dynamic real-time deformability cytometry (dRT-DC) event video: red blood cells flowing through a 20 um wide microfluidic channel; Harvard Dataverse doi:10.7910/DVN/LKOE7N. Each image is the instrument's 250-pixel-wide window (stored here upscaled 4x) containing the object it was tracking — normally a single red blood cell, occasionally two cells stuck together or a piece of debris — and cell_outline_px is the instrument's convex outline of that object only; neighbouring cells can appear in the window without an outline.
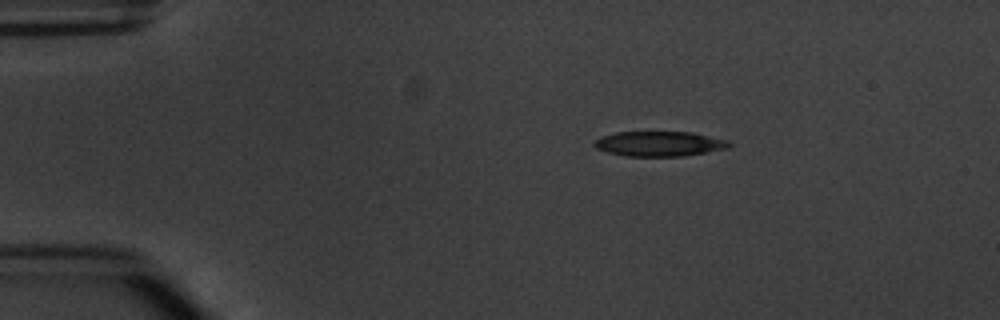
{"species": "common noctule bat (a hibernating species)", "species_latin": "Nyctalus noctula", "temperature_condition": "warm", "stored_images_in_passage": 3, "camera_frame_rate_fps": 3000, "um_per_image_px": 0.085, "animal": {"sex": "male", "body_mass_g": 20.1, "forearm_length_mm": 53.5}, "frame": {"image": 1, "passage_image": 3, "time_ms": 3.333, "image_size_px": [1000, 320], "cell_outline_px": [[732, 144], [728, 148], [684, 156], [624, 156], [608, 152], [596, 148], [592, 144], [600, 136], [616, 132], [692, 132], [728, 140]], "centroid_in_image_um": [56.03, 12.22], "position_along_channel_um": 29.0, "area_um2": 19.65}}